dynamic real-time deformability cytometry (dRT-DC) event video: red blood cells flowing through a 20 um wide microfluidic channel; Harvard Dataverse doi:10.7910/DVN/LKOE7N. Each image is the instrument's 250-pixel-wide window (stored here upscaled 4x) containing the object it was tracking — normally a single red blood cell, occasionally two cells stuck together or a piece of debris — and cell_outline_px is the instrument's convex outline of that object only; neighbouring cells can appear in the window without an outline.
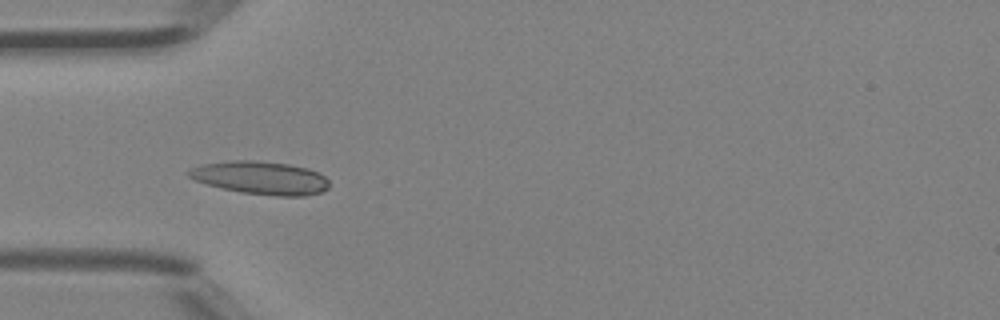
{"species": "Egyptian fruit bat (a non-hibernating species)", "species_latin": "Rousettus aegyptiacus", "temperature_condition": "room temperature", "stored_images_in_passage": 3, "camera_frame_rate_fps": 3000, "um_per_image_px": 0.085, "animal": {"sex": "female"}, "frame": {"image": 1, "passage_image": 3, "time_ms": 0.667, "image_size_px": [1000, 320], "cell_outline_px": [[328, 188], [320, 192], [304, 196], [276, 196], [240, 192], [208, 184], [196, 180], [188, 176], [188, 172], [192, 168], [204, 164], [228, 160], [252, 160], [288, 164], [308, 168], [320, 172], [328, 180]], "centroid_in_image_um": [22.2, 15.11], "position_along_channel_um": 62.8, "area_um2": 26.88}}